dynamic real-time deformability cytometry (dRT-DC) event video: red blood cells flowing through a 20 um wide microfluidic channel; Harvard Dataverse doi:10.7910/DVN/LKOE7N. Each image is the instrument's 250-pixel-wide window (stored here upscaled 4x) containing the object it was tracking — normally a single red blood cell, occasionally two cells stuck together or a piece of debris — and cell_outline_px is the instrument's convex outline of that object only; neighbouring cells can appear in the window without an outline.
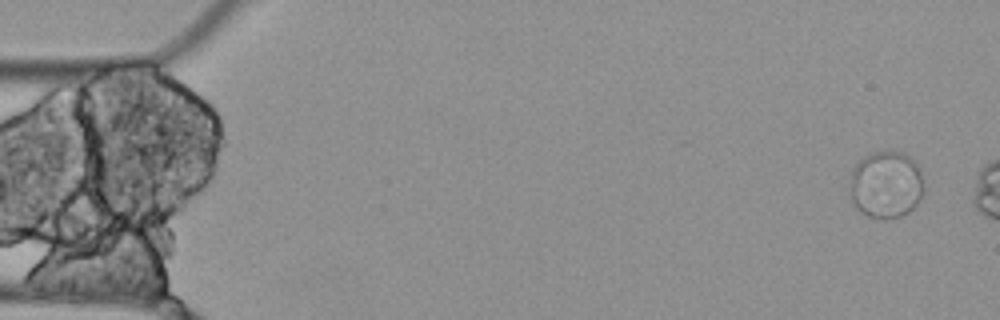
{"species": "Egyptian fruit bat (a non-hibernating species)", "species_latin": "Rousettus aegyptiacus", "temperature_condition": "cold", "stored_images_in_passage": 3, "camera_frame_rate_fps": 3000, "um_per_image_px": 0.085, "animal": {"sex": "female"}, "frame": {"image": 1, "passage_image": 1, "time_ms": 0.0, "image_size_px": [1000, 320], "cell_outline_px": [[924, 192], [920, 200], [908, 212], [900, 216], [868, 216], [860, 212], [852, 204], [848, 188], [852, 168], [864, 156], [872, 152], [884, 148], [892, 148], [904, 152], [912, 156], [920, 164], [924, 176]], "centroid_in_image_um": [75.34, 15.59], "position_along_channel_um": 9.7, "area_um2": 30.17}}